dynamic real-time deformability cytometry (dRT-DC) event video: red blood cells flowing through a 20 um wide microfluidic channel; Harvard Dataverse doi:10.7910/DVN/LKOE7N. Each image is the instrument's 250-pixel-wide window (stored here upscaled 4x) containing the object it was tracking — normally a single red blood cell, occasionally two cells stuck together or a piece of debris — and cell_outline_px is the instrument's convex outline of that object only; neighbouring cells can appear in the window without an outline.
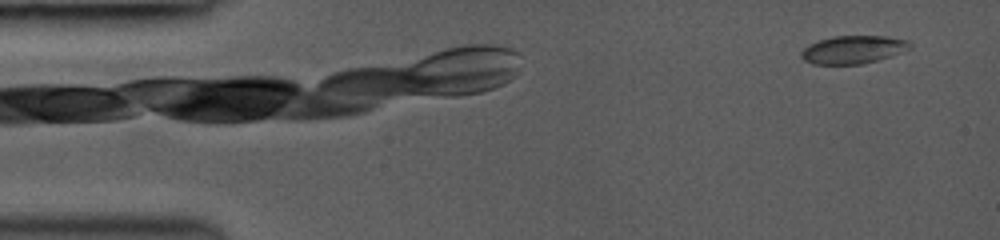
{"species": "common noctule bat (a hibernating species)", "species_latin": "Nyctalus noctula", "temperature_condition": "room temperature", "stored_images_in_passage": 3, "camera_frame_rate_fps": 3000, "um_per_image_px": 0.085, "animal": {"sex": "female", "body_mass_g": 19.0, "forearm_length_mm": 53.3}, "frame": {"image": 1, "passage_image": 3, "time_ms": 1.0, "image_size_px": [1000, 240], "cell_outline_px": [[912, 48], [876, 60], [860, 64], [812, 64], [804, 60], [800, 56], [800, 52], [808, 44], [832, 36], [888, 36], [908, 40], [912, 44]], "centroid_in_image_um": [72.5, 4.21], "position_along_channel_um": 12.5, "area_um2": 17.69}}